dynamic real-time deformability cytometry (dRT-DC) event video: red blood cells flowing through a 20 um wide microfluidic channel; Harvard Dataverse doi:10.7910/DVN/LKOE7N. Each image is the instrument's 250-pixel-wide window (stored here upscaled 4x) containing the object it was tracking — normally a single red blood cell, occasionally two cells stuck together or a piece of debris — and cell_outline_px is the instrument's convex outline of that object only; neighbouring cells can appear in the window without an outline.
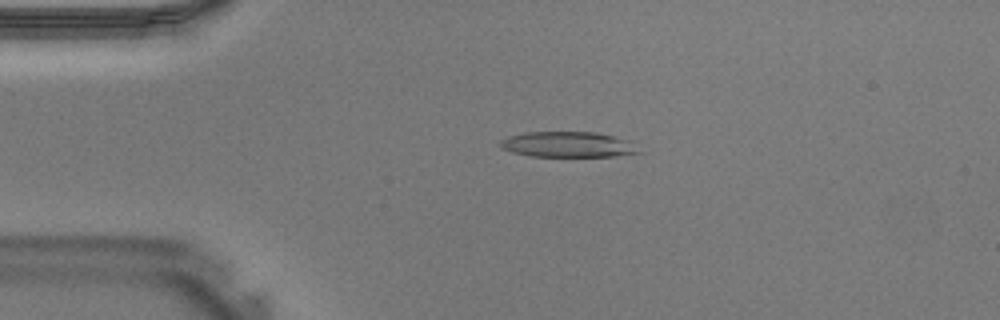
{"species": "Egyptian fruit bat (a non-hibernating species)", "species_latin": "Rousettus aegyptiacus", "temperature_condition": "warm", "stored_images_in_passage": 39, "camera_frame_rate_fps": 3000, "um_per_image_px": 0.085, "animal": {"sex": "male"}, "frame": {"image": 1, "passage_image": 8, "time_ms": 2.333, "image_size_px": [1000, 320], "cell_outline_px": [[644, 152], [616, 156], [528, 156], [512, 152], [500, 148], [500, 140], [508, 136], [524, 132], [596, 132], [628, 140]], "centroid_in_image_um": [48.26, 12.28], "position_along_channel_um": 36.7, "area_um2": 20.69}}
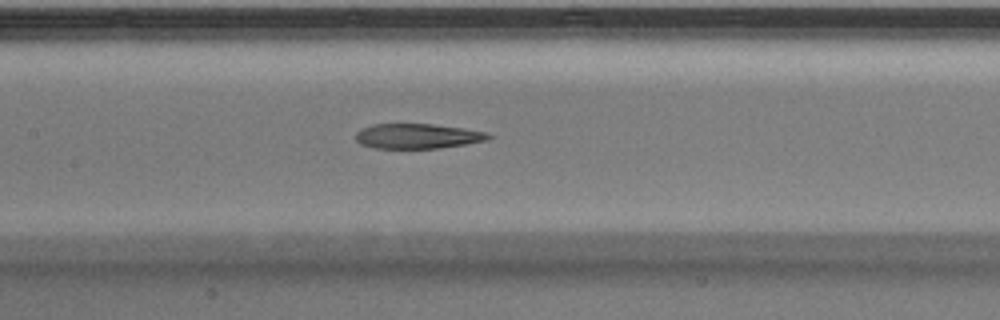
{"frame": {"image": 2, "passage_image": 18, "time_ms": 5.667, "image_size_px": [1000, 320], "cell_outline_px": [[492, 136], [488, 140], [440, 148], [372, 148], [360, 144], [356, 140], [356, 132], [360, 128], [372, 124], [432, 124], [464, 128], [488, 132]], "centroid_in_image_um": [35.47, 11.57], "position_along_channel_um": 171.9, "area_um2": 19.42}}
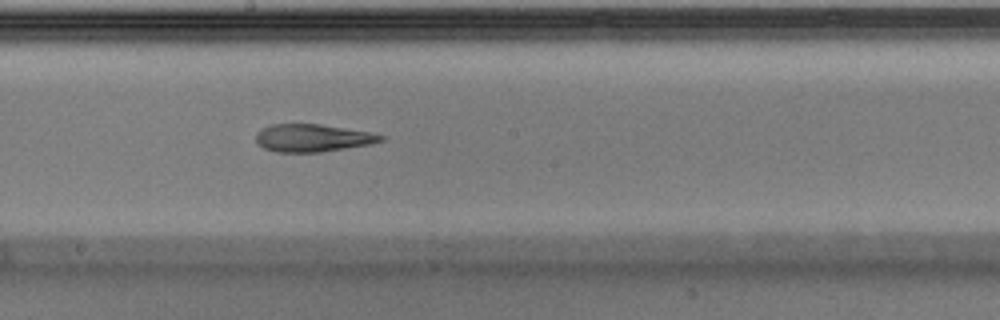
{"frame": {"image": 3, "passage_image": 21, "time_ms": 6.667, "image_size_px": [1000, 320], "cell_outline_px": [[388, 140], [372, 144], [320, 152], [276, 152], [264, 148], [256, 144], [256, 132], [260, 128], [272, 124], [320, 124], [372, 132], [388, 136]], "centroid_in_image_um": [26.62, 11.72], "position_along_channel_um": 221.6, "area_um2": 20.52}}